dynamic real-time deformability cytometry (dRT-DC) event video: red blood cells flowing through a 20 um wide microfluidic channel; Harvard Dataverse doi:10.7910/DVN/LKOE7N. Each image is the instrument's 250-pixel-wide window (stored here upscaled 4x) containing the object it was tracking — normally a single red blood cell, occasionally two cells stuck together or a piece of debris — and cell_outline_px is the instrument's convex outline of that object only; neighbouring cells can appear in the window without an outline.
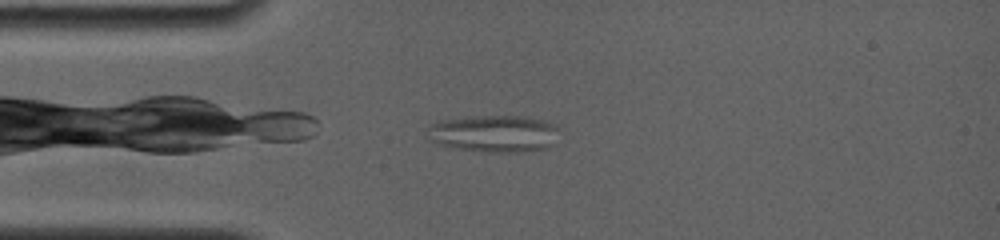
{"species": "common noctule bat (a hibernating species)", "species_latin": "Nyctalus noctula", "temperature_condition": "room temperature", "stored_images_in_passage": 3, "camera_frame_rate_fps": 4000, "um_per_image_px": 0.085, "animal": {"sex": "female", "body_mass_g": 19.0, "forearm_length_mm": 56.7}, "frame": {"image": 1, "passage_image": 1, "time_ms": 0.0, "image_size_px": [1000, 240], "cell_outline_px": [[560, 128], [552, 144], [548, 148], [520, 152], [492, 152], [456, 148], [436, 144], [424, 136], [424, 132], [432, 124], [440, 120], [476, 116], [528, 116], [544, 120], [556, 124]], "centroid_in_image_um": [41.98, 11.35], "position_along_channel_um": 43.0, "area_um2": 28.84}}
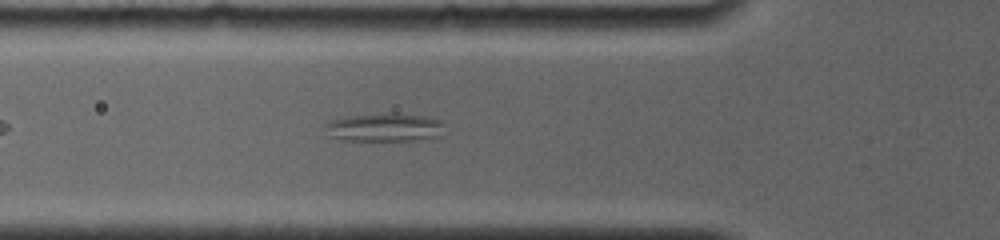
{"frame": {"image": 2, "passage_image": 3, "time_ms": 1.75, "image_size_px": [1000, 240], "cell_outline_px": [[444, 124], [440, 136], [412, 140], [340, 140], [332, 136], [324, 124], [332, 120], [348, 116], [388, 112], [396, 112], [424, 116], [444, 120]], "centroid_in_image_um": [32.74, 10.8], "position_along_channel_um": 93.1, "area_um2": 19.77}}